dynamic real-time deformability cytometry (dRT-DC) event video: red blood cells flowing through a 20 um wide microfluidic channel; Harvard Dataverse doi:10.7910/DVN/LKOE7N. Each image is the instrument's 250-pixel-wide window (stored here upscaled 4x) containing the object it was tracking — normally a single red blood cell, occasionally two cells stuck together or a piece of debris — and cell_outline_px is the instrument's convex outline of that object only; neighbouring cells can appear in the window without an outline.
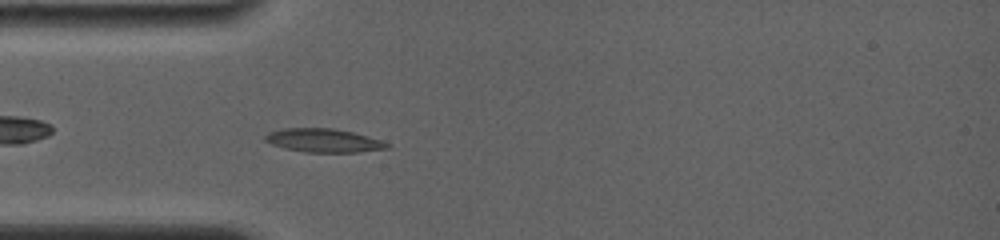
{"species": "common noctule bat (a hibernating species)", "species_latin": "Nyctalus noctula", "temperature_condition": "room temperature", "stored_images_in_passage": 60, "segment_of_instrument_passage": [1, 2], "camera_frame_rate_fps": 4000, "um_per_image_px": 0.085, "animal": {"sex": "female", "body_mass_g": 19.0, "forearm_length_mm": 56.7}, "frame": {"image": 1, "passage_image": 11, "time_ms": 2.0, "image_size_px": [1000, 240], "cell_outline_px": [[392, 144], [388, 148], [356, 152], [304, 152], [284, 148], [272, 144], [264, 140], [264, 136], [268, 132], [284, 128], [332, 128], [352, 132], [368, 136]], "centroid_in_image_um": [27.49, 11.94], "position_along_channel_um": 57.5, "area_um2": 16.7}}
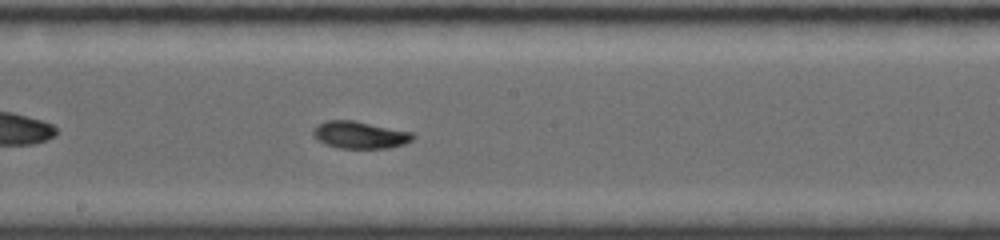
{"frame": {"image": 2, "passage_image": 30, "time_ms": 6.25, "image_size_px": [1000, 240], "cell_outline_px": [[416, 136], [412, 140], [404, 144], [388, 148], [340, 148], [324, 144], [312, 136], [312, 128], [316, 124], [324, 120], [352, 120], [412, 132]], "centroid_in_image_um": [30.53, 11.46], "position_along_channel_um": 217.7, "area_um2": 15.95}}
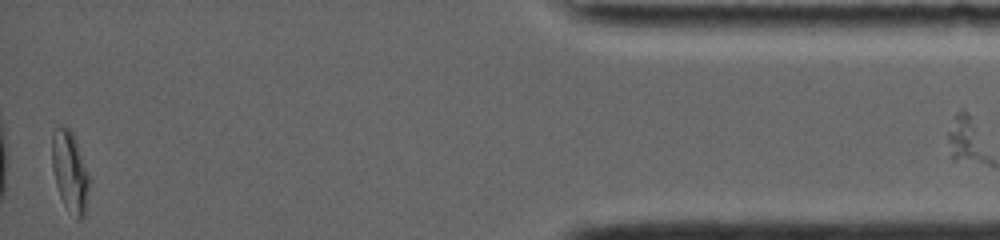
{"frame": {"image": 3, "passage_image": 58, "time_ms": 13.5, "image_size_px": [1000, 240], "cell_outline_px": [[88, 188], [84, 216], [80, 220], [64, 204], [60, 196], [56, 184], [52, 168], [52, 132], [56, 128], [68, 128], [72, 132], [88, 176]], "centroid_in_image_um": [5.9, 14.58], "position_along_channel_um": 429.3, "area_um2": 16.59}}